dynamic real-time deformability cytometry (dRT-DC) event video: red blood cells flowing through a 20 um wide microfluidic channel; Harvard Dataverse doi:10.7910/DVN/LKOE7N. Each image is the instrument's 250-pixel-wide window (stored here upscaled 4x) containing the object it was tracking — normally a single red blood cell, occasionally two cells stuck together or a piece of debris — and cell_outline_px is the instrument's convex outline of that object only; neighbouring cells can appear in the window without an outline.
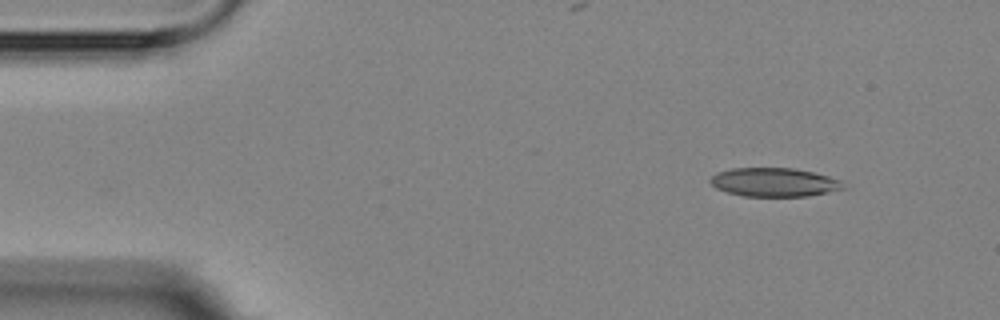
{"species": "Egyptian fruit bat (a non-hibernating species)", "species_latin": "Rousettus aegyptiacus", "temperature_condition": "room temperature", "stored_images_in_passage": 6, "camera_frame_rate_fps": 3000, "um_per_image_px": 0.085, "animal": {"sex": "female"}, "frame": {"image": 1, "passage_image": 1, "time_ms": 0.0, "image_size_px": [1000, 320], "cell_outline_px": [[848, 188], [808, 196], [744, 196], [728, 192], [716, 188], [708, 180], [716, 172], [732, 168], [792, 168], [812, 172], [828, 176], [840, 180]], "centroid_in_image_um": [65.81, 15.49], "position_along_channel_um": 19.2, "area_um2": 22.25}}
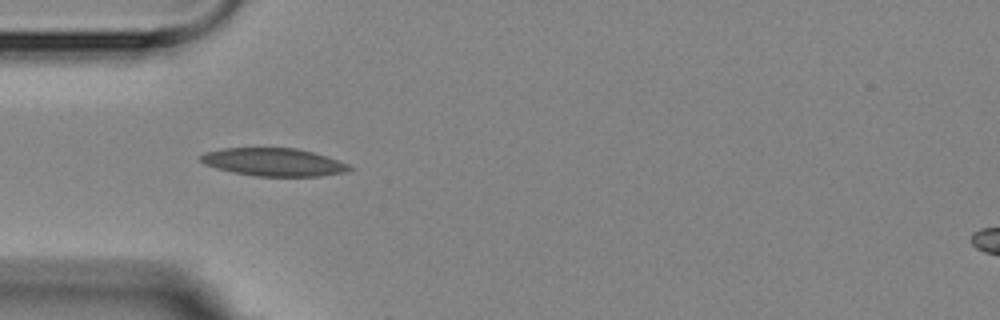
{"frame": {"image": 2, "passage_image": 4, "time_ms": 3.333, "image_size_px": [1000, 320], "cell_outline_px": [[352, 168], [344, 172], [320, 176], [256, 176], [232, 172], [216, 168], [204, 164], [200, 160], [200, 156], [204, 152], [224, 148], [296, 148], [328, 156], [348, 164]], "centroid_in_image_um": [23.24, 13.78], "position_along_channel_um": 61.8, "area_um2": 24.1}}
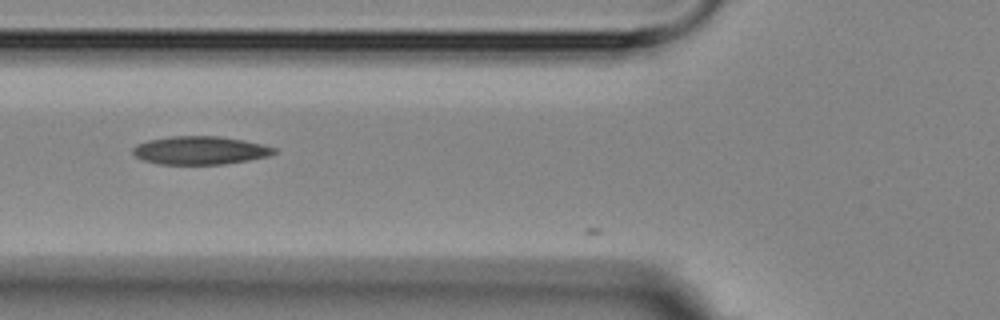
{"frame": {"image": 3, "passage_image": 5, "time_ms": 4.667, "image_size_px": [1000, 320], "cell_outline_px": [[276, 152], [268, 156], [248, 160], [224, 164], [160, 164], [144, 160], [136, 156], [132, 152], [132, 148], [136, 144], [148, 140], [172, 136], [220, 136], [244, 140], [276, 148]], "centroid_in_image_um": [16.99, 12.77], "position_along_channel_um": 108.8, "area_um2": 23.12}}